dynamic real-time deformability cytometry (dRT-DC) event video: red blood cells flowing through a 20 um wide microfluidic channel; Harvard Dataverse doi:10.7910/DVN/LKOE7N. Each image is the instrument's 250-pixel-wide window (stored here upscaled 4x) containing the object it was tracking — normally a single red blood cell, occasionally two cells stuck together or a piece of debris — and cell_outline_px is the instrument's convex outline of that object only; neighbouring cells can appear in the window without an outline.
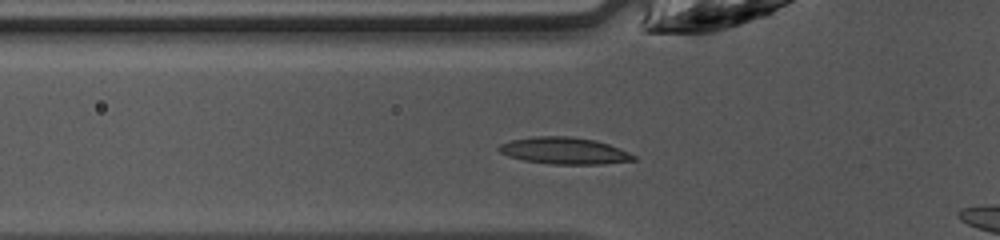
{"species": "common noctule bat (a hibernating species)", "species_latin": "Nyctalus noctula", "temperature_condition": "warm", "stored_images_in_passage": 5, "camera_frame_rate_fps": 3000, "um_per_image_px": 0.085, "animal": {"sex": "female", "body_mass_g": 10.0, "forearm_length_mm": 53.1}, "frame": {"image": 1, "passage_image": 3, "time_ms": 0.667, "image_size_px": [1000, 240], "cell_outline_px": [[636, 160], [600, 164], [552, 164], [524, 160], [508, 156], [500, 152], [496, 148], [500, 144], [512, 140], [532, 136], [568, 136], [592, 140], [608, 144], [628, 152], [636, 156]], "centroid_in_image_um": [47.93, 12.81], "position_along_channel_um": 77.9, "area_um2": 20.81}}